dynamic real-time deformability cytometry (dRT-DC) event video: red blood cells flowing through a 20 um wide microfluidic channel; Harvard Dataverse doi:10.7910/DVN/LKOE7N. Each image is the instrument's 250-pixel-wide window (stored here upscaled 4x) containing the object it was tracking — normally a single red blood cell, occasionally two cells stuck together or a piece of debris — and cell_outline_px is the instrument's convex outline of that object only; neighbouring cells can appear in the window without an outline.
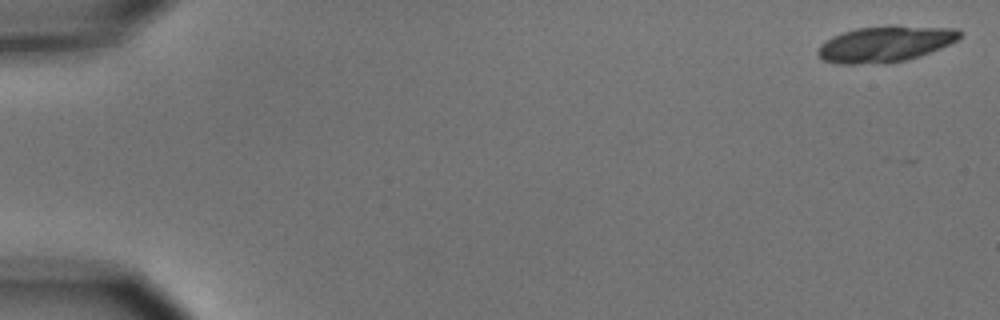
{"species": "common noctule bat (a hibernating species)", "species_latin": "Nyctalus noctula", "temperature_condition": "cold", "stored_images_in_passage": 6, "segment_of_instrument_passage": [1, 2], "camera_frame_rate_fps": 3000, "um_per_image_px": 0.085, "animal": {"sex": "male", "body_mass_g": 15.6}, "frame": {"image": 1, "passage_image": 1, "time_ms": 0.0, "image_size_px": [1000, 320], "cell_outline_px": [[960, 36], [956, 40], [940, 48], [920, 56], [908, 60], [884, 64], [836, 64], [824, 60], [816, 56], [816, 52], [820, 44], [832, 36], [856, 28], [888, 24], [956, 28], [960, 32]], "centroid_in_image_um": [75.2, 3.73], "position_along_channel_um": 9.8, "area_um2": 30.35}}